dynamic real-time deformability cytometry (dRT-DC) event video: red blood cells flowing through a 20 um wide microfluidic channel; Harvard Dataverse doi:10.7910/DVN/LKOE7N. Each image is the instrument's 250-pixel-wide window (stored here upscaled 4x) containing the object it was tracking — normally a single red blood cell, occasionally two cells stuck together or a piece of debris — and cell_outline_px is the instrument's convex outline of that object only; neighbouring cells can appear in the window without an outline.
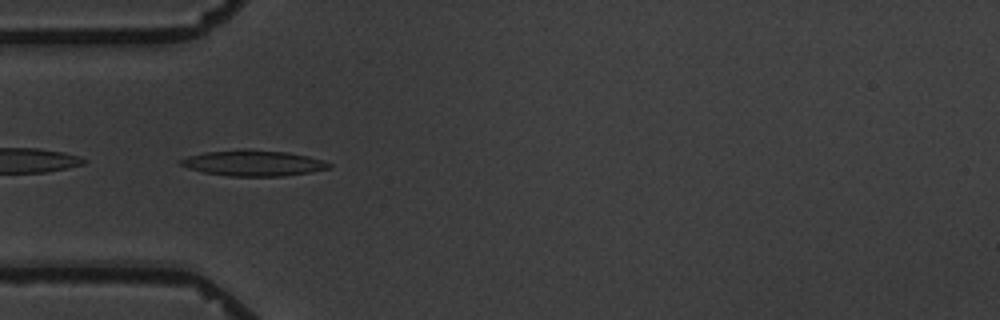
{"species": "common noctule bat (a hibernating species)", "species_latin": "Nyctalus noctula", "temperature_condition": "warm", "stored_images_in_passage": 9, "camera_frame_rate_fps": 3000, "um_per_image_px": 0.085, "animal": {"sex": "male", "body_mass_g": 19.5, "forearm_length_mm": 54.6}, "frame": {"image": 1, "passage_image": 4, "time_ms": 3.333, "image_size_px": [1000, 320], "cell_outline_px": [[332, 168], [312, 172], [280, 176], [228, 176], [204, 172], [188, 168], [180, 164], [180, 160], [188, 156], [204, 152], [244, 148], [248, 148], [288, 152], [308, 156], [324, 160], [332, 164]], "centroid_in_image_um": [21.57, 13.85], "position_along_channel_um": 63.4, "area_um2": 22.54}}
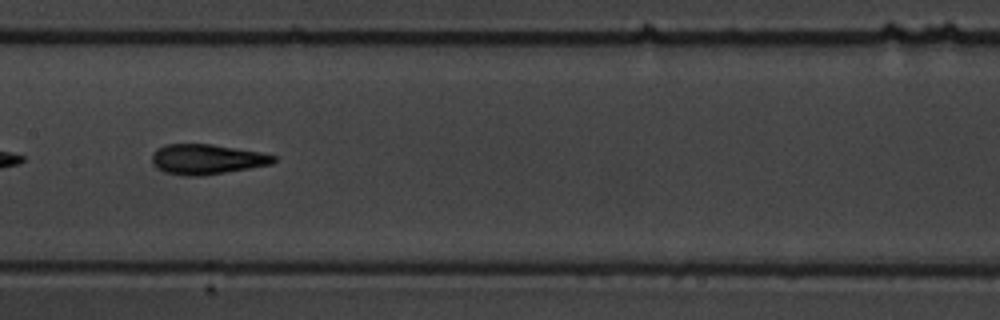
{"frame": {"image": 2, "passage_image": 7, "time_ms": 7.0, "image_size_px": [1000, 320], "cell_outline_px": [[276, 160], [272, 164], [200, 176], [188, 176], [164, 172], [156, 168], [152, 164], [152, 152], [156, 148], [164, 144], [212, 144], [260, 152], [276, 156]], "centroid_in_image_um": [17.52, 13.53], "position_along_channel_um": 189.9, "area_um2": 21.33}}
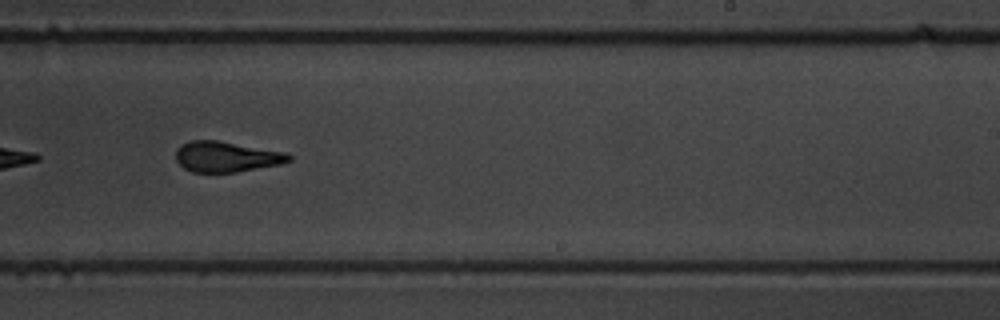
{"frame": {"image": 3, "passage_image": 9, "time_ms": 9.333, "image_size_px": [1000, 320], "cell_outline_px": [[292, 160], [280, 164], [236, 172], [192, 172], [184, 168], [176, 160], [176, 148], [180, 144], [192, 140], [216, 140], [288, 152], [292, 156]], "centroid_in_image_um": [19.25, 13.31], "position_along_channel_um": 269.8, "area_um2": 20.23}}